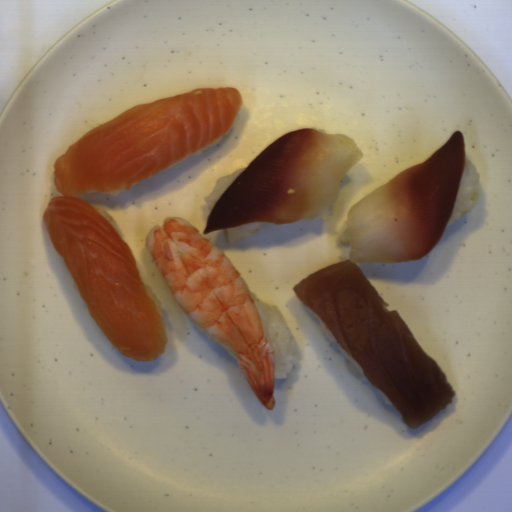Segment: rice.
<instances>
[{
    "mask_svg": "<svg viewBox=\"0 0 512 512\" xmlns=\"http://www.w3.org/2000/svg\"><path fill=\"white\" fill-rule=\"evenodd\" d=\"M259 312L264 338L269 342L275 361L274 379L287 378L296 365L298 348L279 308L253 300Z\"/></svg>",
    "mask_w": 512,
    "mask_h": 512,
    "instance_id": "652b925c",
    "label": "rice"
},
{
    "mask_svg": "<svg viewBox=\"0 0 512 512\" xmlns=\"http://www.w3.org/2000/svg\"><path fill=\"white\" fill-rule=\"evenodd\" d=\"M479 176L477 166L465 158L454 205L446 226L449 227L455 220H460L476 206L479 197Z\"/></svg>",
    "mask_w": 512,
    "mask_h": 512,
    "instance_id": "023b6e5f",
    "label": "rice"
},
{
    "mask_svg": "<svg viewBox=\"0 0 512 512\" xmlns=\"http://www.w3.org/2000/svg\"><path fill=\"white\" fill-rule=\"evenodd\" d=\"M248 167L240 168L233 171L231 174L219 177L216 180L213 190L208 196H204V201L213 209L218 199L225 192V190L237 179V177Z\"/></svg>",
    "mask_w": 512,
    "mask_h": 512,
    "instance_id": "8eca5e8b",
    "label": "rice"
},
{
    "mask_svg": "<svg viewBox=\"0 0 512 512\" xmlns=\"http://www.w3.org/2000/svg\"><path fill=\"white\" fill-rule=\"evenodd\" d=\"M265 222H254L243 224L234 228L226 229L227 239L230 244H234L235 241H240L242 237L253 236L262 227Z\"/></svg>",
    "mask_w": 512,
    "mask_h": 512,
    "instance_id": "acb35da6",
    "label": "rice"
},
{
    "mask_svg": "<svg viewBox=\"0 0 512 512\" xmlns=\"http://www.w3.org/2000/svg\"><path fill=\"white\" fill-rule=\"evenodd\" d=\"M93 206V205H91ZM103 217H105L109 222L110 224L114 227V229L117 231V233L119 234V236L122 238L123 241H125V238H124V234L121 230V228L119 227V225L115 222V220L104 210V209H101L99 207H95L93 206Z\"/></svg>",
    "mask_w": 512,
    "mask_h": 512,
    "instance_id": "b023fe2a",
    "label": "rice"
},
{
    "mask_svg": "<svg viewBox=\"0 0 512 512\" xmlns=\"http://www.w3.org/2000/svg\"><path fill=\"white\" fill-rule=\"evenodd\" d=\"M144 287H145V289H146V291H147V293H148L149 297H150L153 301H155V303H156V307H157V311H158V312L160 313V315L163 317V316H164V314H163V310H162V307H161L162 302H161V301H159V300L157 299V297H156V295H157V294L153 293V291H152V287H149V286H148V285H146V284L144 285Z\"/></svg>",
    "mask_w": 512,
    "mask_h": 512,
    "instance_id": "e3fd555f",
    "label": "rice"
}]
</instances>
